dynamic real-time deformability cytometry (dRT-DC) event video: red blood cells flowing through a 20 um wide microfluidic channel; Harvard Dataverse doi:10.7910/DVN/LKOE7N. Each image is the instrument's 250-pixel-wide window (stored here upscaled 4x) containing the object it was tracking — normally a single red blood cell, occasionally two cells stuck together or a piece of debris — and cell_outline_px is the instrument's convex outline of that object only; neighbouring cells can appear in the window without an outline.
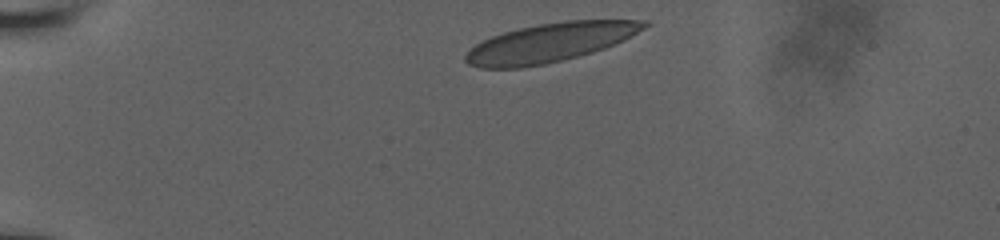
{"species": "human", "species_latin": "Homo sapiens", "temperature_condition": "room temperature", "stored_images_in_passage": 3, "camera_frame_rate_fps": 3000, "um_per_image_px": 0.085, "donor": {"sex": "male"}, "frame": {"image": 1, "passage_image": 1, "time_ms": 0.0, "image_size_px": [1000, 240], "cell_outline_px": [[652, 24], [624, 40], [604, 48], [592, 52], [544, 64], [520, 68], [480, 68], [468, 64], [464, 60], [464, 56], [476, 44], [492, 36], [504, 32], [520, 28], [540, 24], [564, 20], [648, 20]], "centroid_in_image_um": [46.78, 3.61], "position_along_channel_um": 38.2, "area_um2": 40.17}}